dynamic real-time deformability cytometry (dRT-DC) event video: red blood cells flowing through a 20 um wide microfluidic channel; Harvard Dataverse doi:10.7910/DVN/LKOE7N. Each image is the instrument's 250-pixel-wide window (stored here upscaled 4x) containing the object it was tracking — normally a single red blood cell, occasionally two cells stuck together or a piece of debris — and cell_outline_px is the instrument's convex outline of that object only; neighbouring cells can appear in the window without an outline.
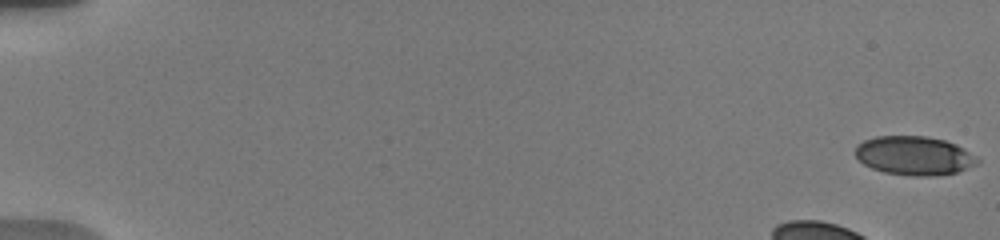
{"species": "human", "species_latin": "Homo sapiens", "temperature_condition": "warm", "stored_images_in_passage": 19, "camera_frame_rate_fps": 3000, "um_per_image_px": 0.085, "donor": {"sex": "male"}, "frame": {"image": 1, "passage_image": 1, "time_ms": 0.0, "image_size_px": [1000, 240], "cell_outline_px": [[980, 160], [976, 164], [956, 172], [936, 176], [912, 176], [884, 172], [872, 168], [864, 164], [856, 156], [856, 144], [864, 140], [876, 136], [924, 136], [944, 140], [956, 144], [976, 156]], "centroid_in_image_um": [77.7, 13.23], "position_along_channel_um": 7.3, "area_um2": 27.57}}